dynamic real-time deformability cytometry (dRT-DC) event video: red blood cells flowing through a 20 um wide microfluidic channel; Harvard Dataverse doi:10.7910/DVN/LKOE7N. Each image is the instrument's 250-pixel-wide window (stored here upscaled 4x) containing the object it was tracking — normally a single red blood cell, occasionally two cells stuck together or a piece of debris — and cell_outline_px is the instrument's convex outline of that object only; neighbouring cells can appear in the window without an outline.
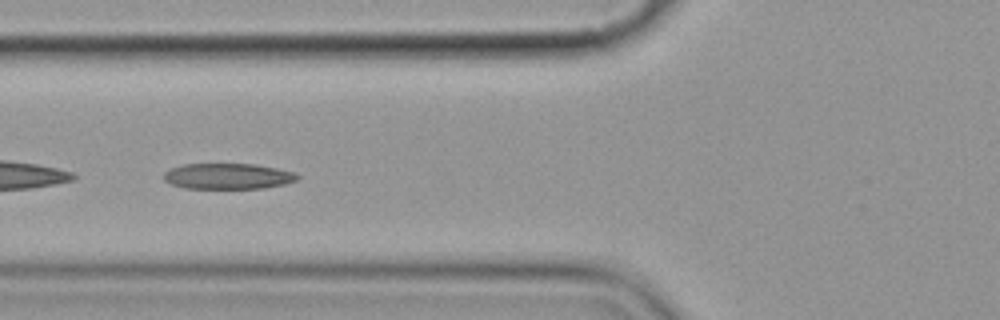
{"species": "common noctule bat (a hibernating species)", "species_latin": "Nyctalus noctula", "temperature_condition": "cold", "stored_images_in_passage": 2, "camera_frame_rate_fps": 3000, "um_per_image_px": 0.085, "animal": {"sex": "female", "body_mass_g": 19.9}, "frame": {"image": 1, "passage_image": 2, "time_ms": 1.333, "image_size_px": [1000, 320], "cell_outline_px": [[300, 176], [296, 180], [284, 184], [264, 188], [184, 188], [172, 184], [164, 180], [164, 172], [172, 168], [184, 164], [256, 164], [296, 172]], "centroid_in_image_um": [19.4, 14.97], "position_along_channel_um": 106.4, "area_um2": 20.0}}